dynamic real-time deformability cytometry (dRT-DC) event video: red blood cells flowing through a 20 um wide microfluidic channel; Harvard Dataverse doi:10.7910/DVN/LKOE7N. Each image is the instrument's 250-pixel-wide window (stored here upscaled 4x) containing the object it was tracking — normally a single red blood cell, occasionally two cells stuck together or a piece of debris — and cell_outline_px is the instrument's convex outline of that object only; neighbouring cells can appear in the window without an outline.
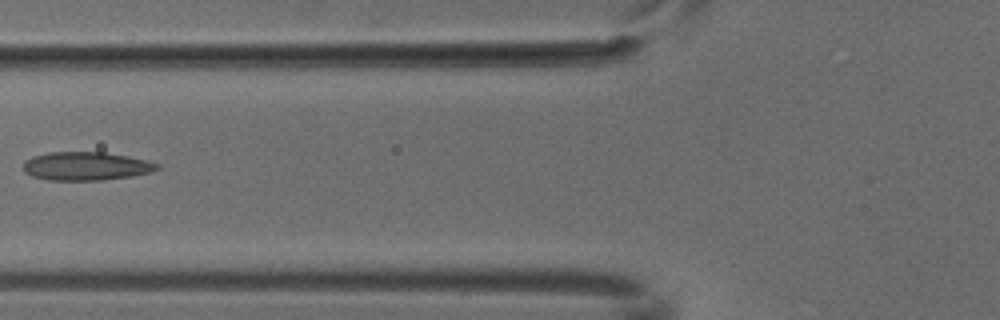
{"species": "common noctule bat (a hibernating species)", "species_latin": "Nyctalus noctula", "temperature_condition": "cold", "stored_images_in_passage": 6, "camera_frame_rate_fps": 3000, "um_per_image_px": 0.085, "animal": {"sex": "male", "body_mass_g": 18.8}, "frame": {"image": 1, "passage_image": 6, "time_ms": 1.667, "image_size_px": [1000, 320], "cell_outline_px": [[160, 168], [152, 172], [132, 176], [100, 180], [48, 180], [32, 176], [24, 172], [24, 160], [32, 156], [48, 152], [104, 152], [128, 156], [160, 164]], "centroid_in_image_um": [7.3, 14.12], "position_along_channel_um": 118.5, "area_um2": 22.25}}